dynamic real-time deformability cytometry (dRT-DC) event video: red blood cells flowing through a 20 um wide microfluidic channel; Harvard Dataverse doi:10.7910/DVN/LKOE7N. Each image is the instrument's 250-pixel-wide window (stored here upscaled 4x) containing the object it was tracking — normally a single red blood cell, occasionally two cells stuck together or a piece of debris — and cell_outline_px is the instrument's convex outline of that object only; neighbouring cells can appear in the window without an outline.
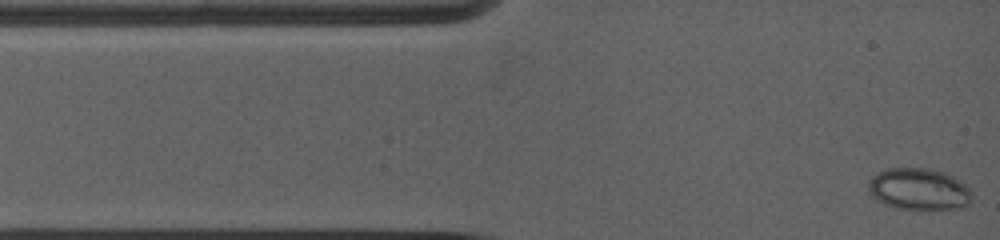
{"species": "common noctule bat (a hibernating species)", "species_latin": "Nyctalus noctula", "temperature_condition": "warm", "stored_images_in_passage": 67, "camera_frame_rate_fps": 5000, "um_per_image_px": 0.085, "animal": {"sex": "female", "body_mass_g": 19.0, "forearm_length_mm": 53.3}, "frame": {"image": 1, "passage_image": 1, "time_ms": 0.0, "image_size_px": [1000, 240], "cell_outline_px": [[972, 196], [968, 204], [964, 208], [928, 212], [916, 212], [896, 208], [884, 204], [872, 196], [868, 192], [868, 180], [876, 172], [888, 168], [928, 168], [944, 172], [952, 176], [964, 184], [968, 188]], "centroid_in_image_um": [78.09, 16.13], "position_along_channel_um": 6.9, "area_um2": 26.18}}
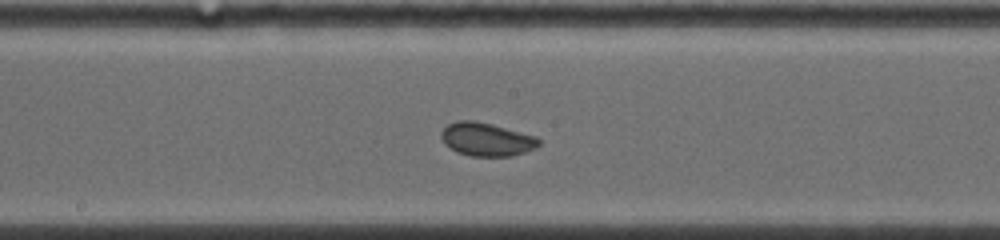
{"frame": {"image": 2, "passage_image": 33, "time_ms": 6.4, "image_size_px": [1000, 240], "cell_outline_px": [[540, 144], [536, 148], [512, 156], [472, 156], [456, 152], [444, 144], [440, 136], [440, 132], [448, 124], [456, 120], [472, 120], [492, 124], [536, 136], [540, 140]], "centroid_in_image_um": [41.33, 11.84], "position_along_channel_um": 206.9, "area_um2": 19.07}}
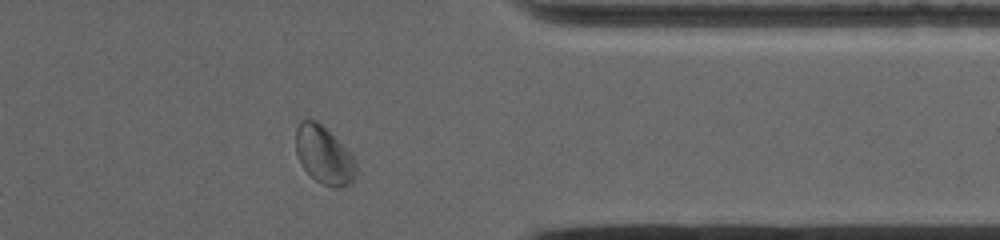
{"frame": {"image": 3, "passage_image": 59, "time_ms": 11.2, "image_size_px": [1000, 240], "cell_outline_px": [[356, 172], [352, 180], [348, 184], [336, 188], [324, 184], [316, 180], [300, 164], [296, 152], [296, 128], [300, 120], [316, 120], [348, 148], [352, 152], [356, 160]], "centroid_in_image_um": [27.55, 13.16], "position_along_channel_um": 383.9, "area_um2": 20.29}}